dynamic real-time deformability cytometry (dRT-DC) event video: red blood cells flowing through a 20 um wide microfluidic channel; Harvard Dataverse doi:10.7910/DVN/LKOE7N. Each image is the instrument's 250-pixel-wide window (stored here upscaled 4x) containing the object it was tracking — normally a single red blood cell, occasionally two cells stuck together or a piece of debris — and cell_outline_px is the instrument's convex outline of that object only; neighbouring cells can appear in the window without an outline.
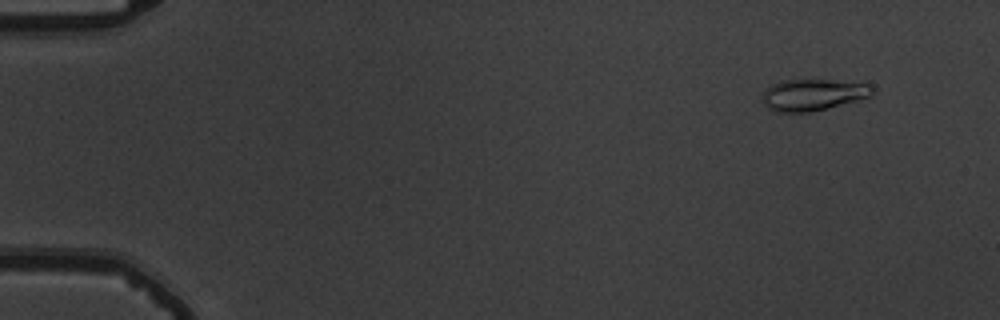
{"species": "common noctule bat (a hibernating species)", "species_latin": "Nyctalus noctula", "temperature_condition": "warm", "stored_images_in_passage": 15, "camera_frame_rate_fps": 3000, "um_per_image_px": 0.085, "animal": {"sex": "male", "body_mass_g": 19.5, "forearm_length_mm": 54.6}, "frame": {"image": 1, "passage_image": 5, "time_ms": 1.333, "image_size_px": [1000, 320], "cell_outline_px": [[876, 88], [868, 96], [856, 100], [808, 112], [776, 112], [768, 108], [764, 104], [764, 92], [772, 84], [780, 80], [828, 80], [872, 84]], "centroid_in_image_um": [69.09, 8.04], "position_along_channel_um": 15.9, "area_um2": 19.77}}